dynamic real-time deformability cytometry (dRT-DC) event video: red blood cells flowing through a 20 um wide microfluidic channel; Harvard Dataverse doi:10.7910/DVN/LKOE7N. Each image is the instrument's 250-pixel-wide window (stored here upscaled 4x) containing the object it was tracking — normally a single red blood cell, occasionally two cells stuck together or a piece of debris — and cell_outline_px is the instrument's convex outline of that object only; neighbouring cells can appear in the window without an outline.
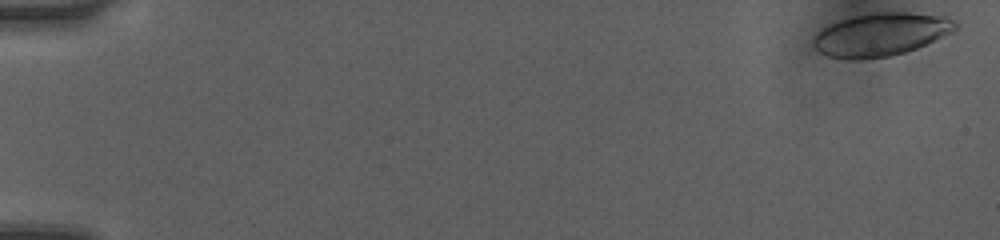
{"species": "human", "species_latin": "Homo sapiens", "temperature_condition": "room temperature", "stored_images_in_passage": 8, "camera_frame_rate_fps": 3000, "um_per_image_px": 0.085, "donor": {"sex": "female"}, "frame": {"image": 1, "passage_image": 1, "time_ms": 0.0, "image_size_px": [1000, 240], "cell_outline_px": [[960, 24], [956, 28], [916, 48], [904, 52], [888, 56], [864, 60], [848, 60], [828, 56], [820, 52], [812, 44], [812, 40], [824, 28], [840, 20], [872, 12], [908, 12], [944, 16]], "centroid_in_image_um": [74.84, 2.94], "position_along_channel_um": 10.2, "area_um2": 35.08}}
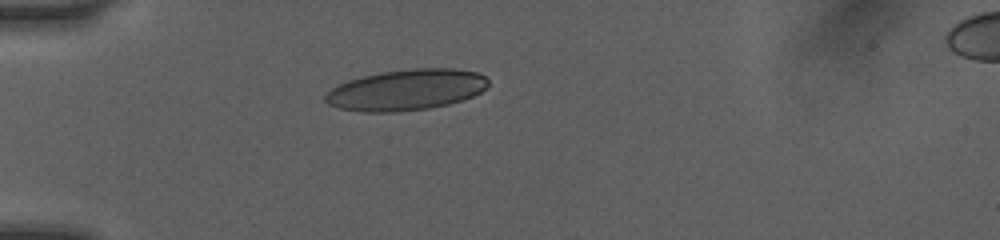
{"frame": {"image": 2, "passage_image": 6, "time_ms": 4.667, "image_size_px": [1000, 240], "cell_outline_px": [[488, 84], [480, 92], [472, 96], [448, 104], [428, 108], [396, 112], [360, 112], [340, 108], [328, 104], [324, 100], [324, 96], [336, 84], [348, 80], [364, 76], [384, 72], [412, 68], [456, 68], [476, 72], [484, 76], [488, 80]], "centroid_in_image_um": [34.5, 7.64], "position_along_channel_um": 50.5, "area_um2": 38.73}}
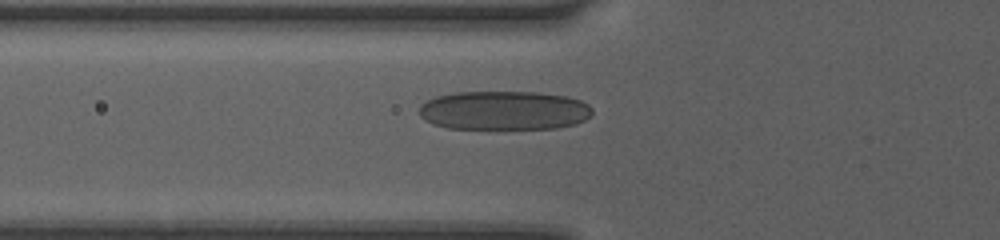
{"frame": {"image": 3, "passage_image": 8, "time_ms": 6.0, "image_size_px": [1000, 240], "cell_outline_px": [[592, 116], [576, 124], [556, 128], [448, 128], [432, 124], [424, 120], [420, 116], [420, 104], [436, 96], [452, 92], [536, 92], [568, 96], [580, 100], [588, 104], [592, 108]], "centroid_in_image_um": [42.85, 9.38], "position_along_channel_um": 83.0, "area_um2": 39.54}}